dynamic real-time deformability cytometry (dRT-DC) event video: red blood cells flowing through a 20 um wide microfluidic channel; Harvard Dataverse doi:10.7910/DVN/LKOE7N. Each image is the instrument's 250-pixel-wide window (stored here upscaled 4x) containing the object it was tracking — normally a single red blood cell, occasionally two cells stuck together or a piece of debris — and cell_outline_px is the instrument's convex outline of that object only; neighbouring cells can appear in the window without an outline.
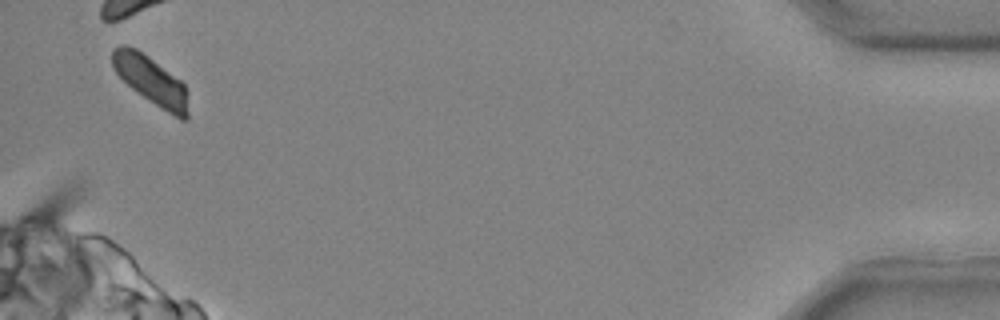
{"species": "common noctule bat (a hibernating species)", "species_latin": "Nyctalus noctula", "temperature_condition": "cold", "stored_images_in_passage": 36, "camera_frame_rate_fps": 3000, "um_per_image_px": 0.085, "animal": {"sex": "male", "body_mass_g": 20.4}, "frame": {"image": 1, "passage_image": 36, "time_ms": 11.667, "image_size_px": [1000, 320], "cell_outline_px": [[188, 120], [180, 120], [160, 108], [132, 88], [112, 68], [112, 52], [120, 44], [124, 44], [136, 48], [148, 56], [180, 80], [184, 84], [188, 92]], "centroid_in_image_um": [12.87, 6.85], "position_along_channel_um": 422.3, "area_um2": 21.33}}